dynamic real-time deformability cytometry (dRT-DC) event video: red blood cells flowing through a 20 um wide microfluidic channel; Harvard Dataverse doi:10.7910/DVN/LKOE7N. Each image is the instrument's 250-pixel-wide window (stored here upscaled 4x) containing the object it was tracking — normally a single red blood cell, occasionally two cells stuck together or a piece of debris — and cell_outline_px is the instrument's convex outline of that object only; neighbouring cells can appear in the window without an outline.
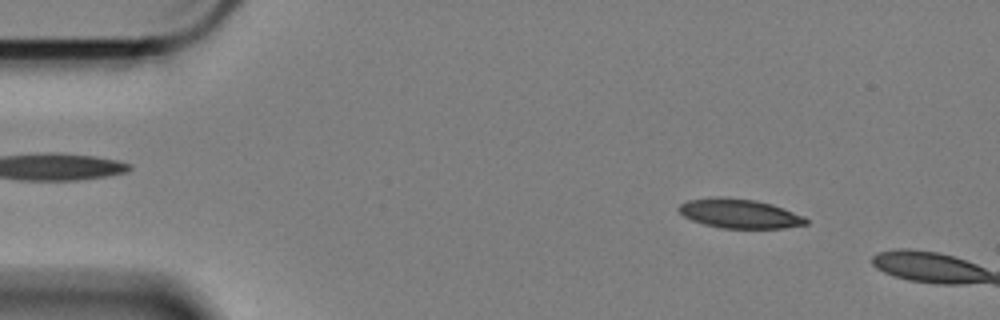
{"species": "Egyptian fruit bat (a non-hibernating species)", "species_latin": "Rousettus aegyptiacus", "temperature_condition": "cold", "stored_images_in_passage": 14, "camera_frame_rate_fps": 3000, "um_per_image_px": 0.085, "animal": {"sex": "female"}, "frame": {"image": 1, "passage_image": 7, "time_ms": 2.0, "image_size_px": [1000, 320], "cell_outline_px": [[808, 224], [784, 228], [720, 228], [704, 224], [692, 220], [684, 216], [676, 208], [680, 204], [688, 200], [716, 196], [720, 196], [756, 200], [772, 204], [804, 216], [808, 220]], "centroid_in_image_um": [62.85, 18.15], "position_along_channel_um": 22.2, "area_um2": 21.79}}